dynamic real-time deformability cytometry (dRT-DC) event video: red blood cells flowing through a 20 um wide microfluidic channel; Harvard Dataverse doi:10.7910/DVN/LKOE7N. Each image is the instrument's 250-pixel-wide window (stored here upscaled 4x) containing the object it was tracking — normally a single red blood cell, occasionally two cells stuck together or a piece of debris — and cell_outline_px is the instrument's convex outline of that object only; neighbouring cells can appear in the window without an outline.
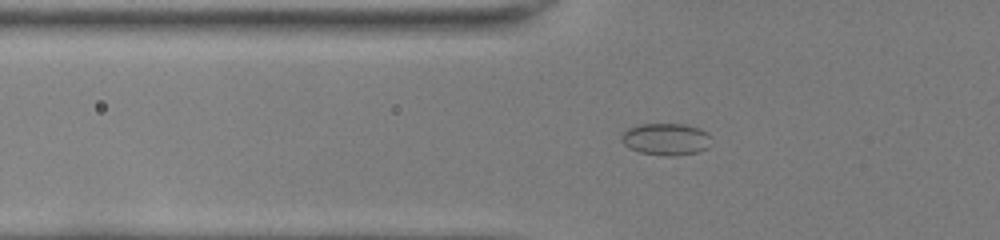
{"species": "common noctule bat (a hibernating species)", "species_latin": "Nyctalus noctula", "temperature_condition": "room temperature", "stored_images_in_passage": 16, "camera_frame_rate_fps": 3000, "um_per_image_px": 0.085, "animal": {"sex": "female", "body_mass_g": 22.0, "forearm_length_mm": 56.7}, "frame": {"image": 1, "passage_image": 4, "time_ms": 1.0, "image_size_px": [1000, 240], "cell_outline_px": [[712, 136], [708, 148], [696, 152], [672, 156], [664, 156], [640, 152], [624, 144], [620, 140], [620, 136], [628, 128], [640, 124], [684, 124], [700, 128], [708, 132]], "centroid_in_image_um": [56.64, 11.82], "position_along_channel_um": 69.2, "area_um2": 16.82}}
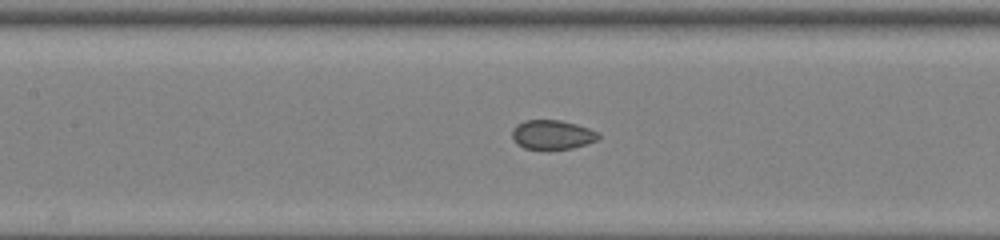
{"frame": {"image": 2, "passage_image": 11, "time_ms": 3.333, "image_size_px": [1000, 240], "cell_outline_px": [[600, 136], [596, 140], [572, 148], [548, 152], [524, 148], [516, 144], [512, 136], [512, 128], [516, 124], [524, 120], [560, 120], [576, 124], [600, 132]], "centroid_in_image_um": [46.9, 11.48], "position_along_channel_um": 160.5, "area_um2": 15.26}}
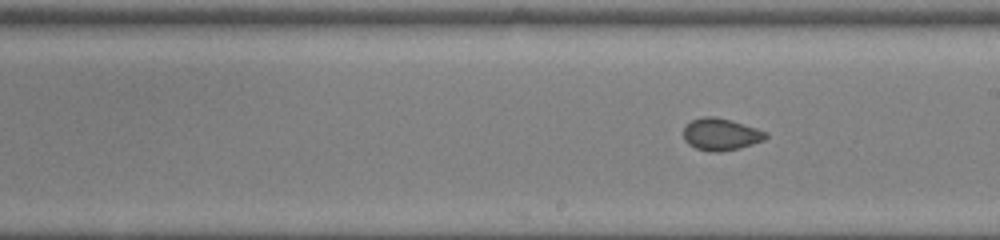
{"frame": {"image": 3, "passage_image": 16, "time_ms": 5.0, "image_size_px": [1000, 240], "cell_outline_px": [[768, 136], [764, 140], [740, 148], [720, 152], [712, 152], [696, 148], [688, 144], [684, 140], [684, 128], [692, 120], [704, 116], [716, 116], [756, 128], [768, 132]], "centroid_in_image_um": [61.28, 11.42], "position_along_channel_um": 227.7, "area_um2": 15.32}}